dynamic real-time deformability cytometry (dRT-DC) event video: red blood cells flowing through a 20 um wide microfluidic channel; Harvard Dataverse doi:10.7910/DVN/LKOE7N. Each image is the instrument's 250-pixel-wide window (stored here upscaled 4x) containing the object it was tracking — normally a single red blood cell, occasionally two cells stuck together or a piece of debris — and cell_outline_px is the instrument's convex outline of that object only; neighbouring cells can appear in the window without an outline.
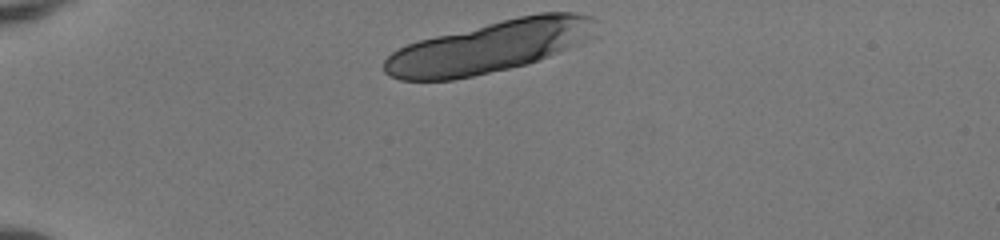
{"species": "human", "species_latin": "Homo sapiens", "temperature_condition": "room temperature", "stored_images_in_passage": 9, "camera_frame_rate_fps": 3000, "um_per_image_px": 0.085, "donor": {"sex": "female"}, "frame": {"image": 1, "passage_image": 1, "time_ms": 0.0, "image_size_px": [1000, 240], "cell_outline_px": [[600, 36], [580, 44], [528, 64], [472, 76], [452, 80], [400, 80], [388, 76], [384, 72], [384, 60], [396, 48], [420, 40], [436, 36], [520, 16], [540, 12], [576, 12], [592, 16], [596, 20]], "centroid_in_image_um": [41.72, 3.97], "position_along_channel_um": 43.3, "area_um2": 64.04}}